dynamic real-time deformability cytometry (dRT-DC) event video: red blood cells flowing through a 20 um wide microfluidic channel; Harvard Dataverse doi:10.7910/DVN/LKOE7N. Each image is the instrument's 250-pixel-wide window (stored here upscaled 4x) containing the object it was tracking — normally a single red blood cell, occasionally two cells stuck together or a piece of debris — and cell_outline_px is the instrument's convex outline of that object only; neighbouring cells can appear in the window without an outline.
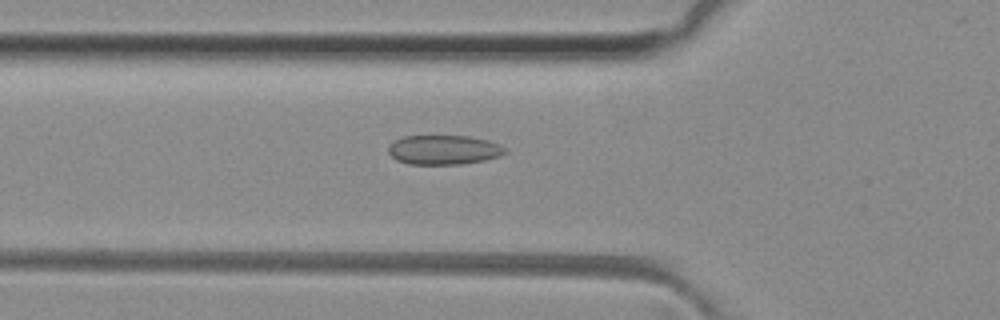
{"species": "common noctule bat (a hibernating species)", "species_latin": "Nyctalus noctula", "temperature_condition": "room temperature", "stored_images_in_passage": 33, "camera_frame_rate_fps": 3000, "um_per_image_px": 0.085, "animal": {"sex": "female", "body_mass_g": 29.2, "forearm_length_mm": 56.3}, "frame": {"image": 1, "passage_image": 5, "time_ms": 1.333, "image_size_px": [1000, 320], "cell_outline_px": [[508, 152], [500, 156], [484, 160], [460, 164], [408, 164], [396, 160], [388, 152], [388, 144], [392, 140], [404, 136], [468, 136], [488, 140], [504, 148]], "centroid_in_image_um": [37.66, 12.73], "position_along_channel_um": 88.1, "area_um2": 20.06}}
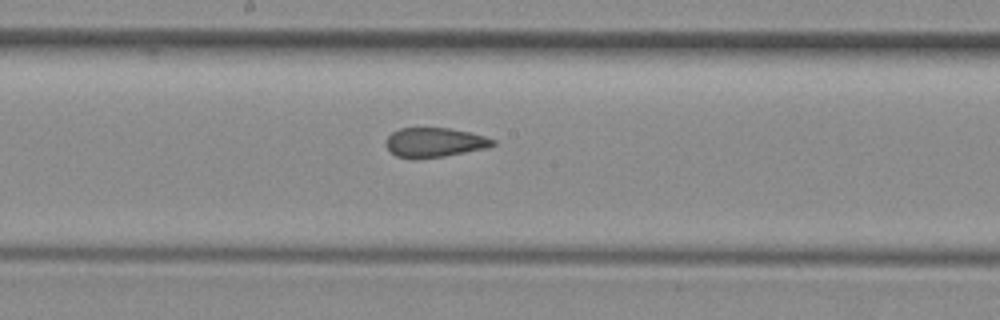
{"frame": {"image": 2, "passage_image": 14, "time_ms": 4.333, "image_size_px": [1000, 320], "cell_outline_px": [[496, 144], [488, 148], [444, 156], [412, 160], [396, 156], [384, 144], [388, 136], [392, 132], [400, 128], [448, 128], [468, 132], [484, 136], [496, 140]], "centroid_in_image_um": [36.92, 12.12], "position_along_channel_um": 211.3, "area_um2": 18.5}}
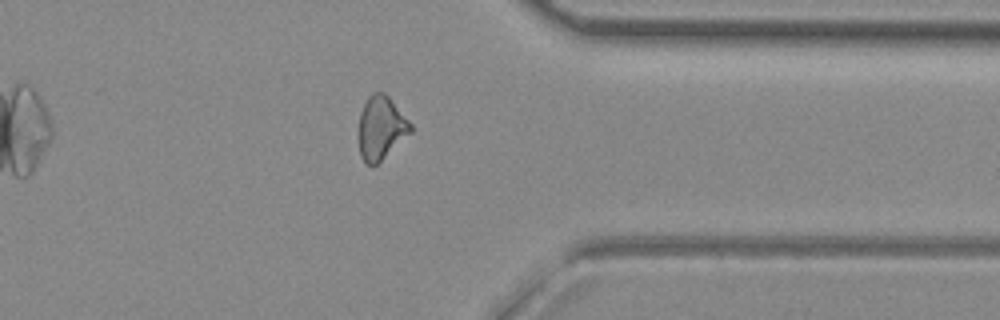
{"frame": {"image": 3, "passage_image": 27, "time_ms": 8.667, "image_size_px": [1000, 320], "cell_outline_px": [[412, 132], [372, 168], [360, 156], [360, 112], [368, 96], [372, 92], [384, 92], [388, 96], [412, 124]], "centroid_in_image_um": [32.4, 10.86], "position_along_channel_um": 379.0, "area_um2": 18.9}}